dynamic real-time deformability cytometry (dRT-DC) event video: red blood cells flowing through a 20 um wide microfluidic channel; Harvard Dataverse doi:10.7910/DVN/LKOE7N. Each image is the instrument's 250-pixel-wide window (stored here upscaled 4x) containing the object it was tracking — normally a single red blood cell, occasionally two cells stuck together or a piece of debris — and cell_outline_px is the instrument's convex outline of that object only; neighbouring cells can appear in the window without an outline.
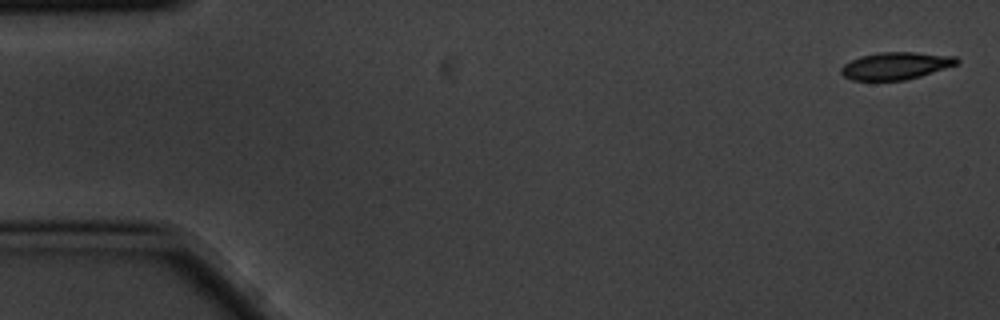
{"species": "common noctule bat (a hibernating species)", "species_latin": "Nyctalus noctula", "temperature_condition": "cold", "stored_images_in_passage": 3, "camera_frame_rate_fps": 3000, "um_per_image_px": 0.085, "animal": {"sex": "male", "body_mass_g": 20.1, "forearm_length_mm": 53.5}, "frame": {"image": 1, "passage_image": 1, "time_ms": 0.0, "image_size_px": [1000, 320], "cell_outline_px": [[960, 60], [956, 64], [920, 76], [904, 80], [852, 80], [844, 76], [840, 72], [840, 68], [844, 64], [860, 56], [880, 52], [916, 52], [956, 56]], "centroid_in_image_um": [76.12, 5.58], "position_along_channel_um": 8.9, "area_um2": 18.26}}
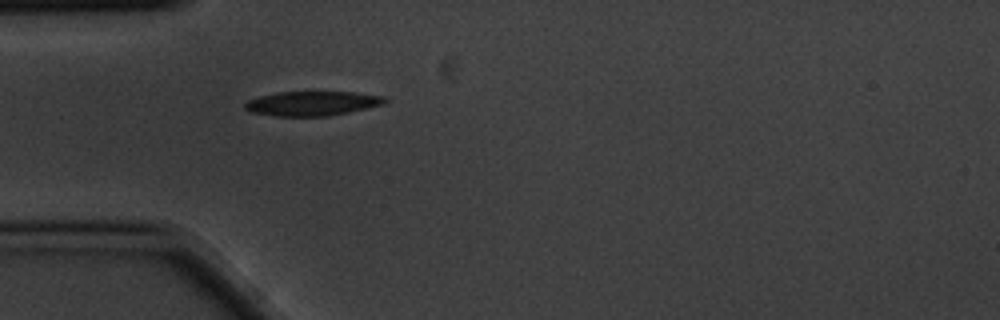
{"frame": {"image": 2, "passage_image": 3, "time_ms": 0.667, "image_size_px": [1000, 320], "cell_outline_px": [[388, 100], [384, 104], [348, 112], [328, 116], [272, 116], [252, 112], [244, 108], [244, 104], [248, 100], [260, 96], [276, 92], [352, 92], [384, 96]], "centroid_in_image_um": [26.52, 8.79], "position_along_channel_um": 58.5, "area_um2": 19.88}}